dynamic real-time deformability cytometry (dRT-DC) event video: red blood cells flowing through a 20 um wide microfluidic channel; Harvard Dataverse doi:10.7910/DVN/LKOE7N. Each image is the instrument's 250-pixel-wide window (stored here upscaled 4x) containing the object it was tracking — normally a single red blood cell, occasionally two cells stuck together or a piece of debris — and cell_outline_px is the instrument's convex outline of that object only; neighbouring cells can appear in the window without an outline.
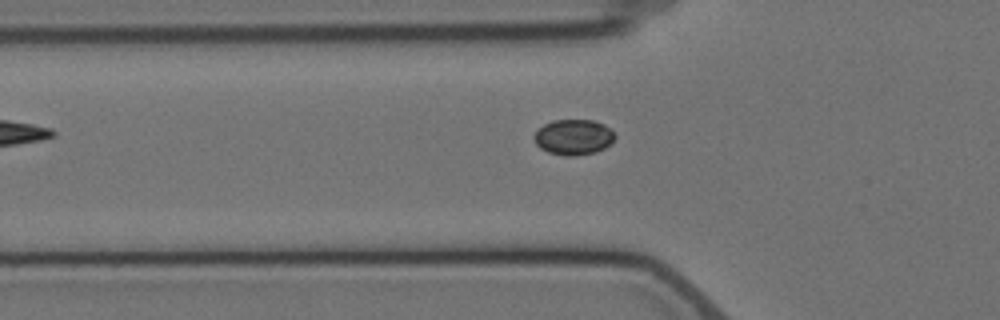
{"species": "Egyptian fruit bat (a non-hibernating species)", "species_latin": "Rousettus aegyptiacus", "temperature_condition": "cold", "stored_images_in_passage": 4, "camera_frame_rate_fps": 3000, "um_per_image_px": 0.085, "animal": {"sex": "female"}, "frame": {"image": 1, "passage_image": 4, "time_ms": 3.333, "image_size_px": [1000, 320], "cell_outline_px": [[616, 136], [604, 148], [596, 152], [576, 156], [568, 156], [548, 152], [540, 148], [536, 144], [532, 136], [544, 124], [552, 120], [592, 120], [604, 124], [612, 128]], "centroid_in_image_um": [48.75, 11.65], "position_along_channel_um": 77.1, "area_um2": 16.76}}